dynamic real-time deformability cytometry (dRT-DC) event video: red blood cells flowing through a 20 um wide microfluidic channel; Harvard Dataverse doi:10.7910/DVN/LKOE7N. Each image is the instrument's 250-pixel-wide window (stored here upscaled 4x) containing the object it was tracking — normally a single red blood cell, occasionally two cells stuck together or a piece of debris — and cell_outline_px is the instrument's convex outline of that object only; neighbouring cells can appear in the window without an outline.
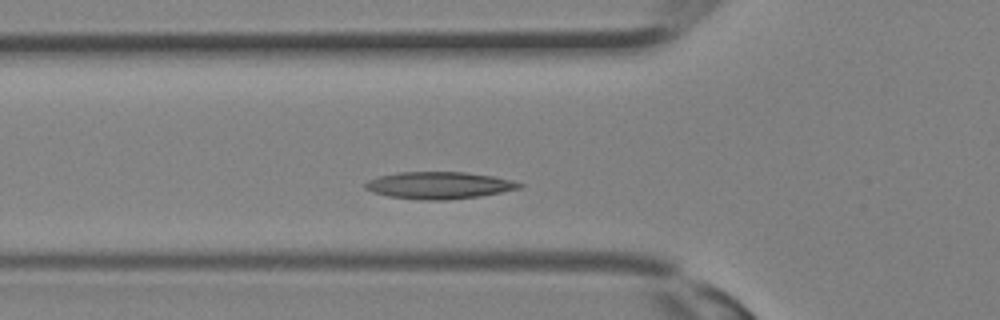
{"species": "Egyptian fruit bat (a non-hibernating species)", "species_latin": "Rousettus aegyptiacus", "temperature_condition": "room temperature", "stored_images_in_passage": 29, "camera_frame_rate_fps": 3000, "um_per_image_px": 0.085, "animal": {"sex": "female"}, "frame": {"image": 1, "passage_image": 7, "time_ms": 2.0, "image_size_px": [1000, 320], "cell_outline_px": [[524, 184], [520, 188], [480, 196], [448, 200], [420, 200], [388, 196], [372, 192], [364, 188], [364, 184], [368, 180], [380, 176], [396, 172], [464, 172], [492, 176], [512, 180]], "centroid_in_image_um": [37.29, 15.75], "position_along_channel_um": 88.5, "area_um2": 24.28}}
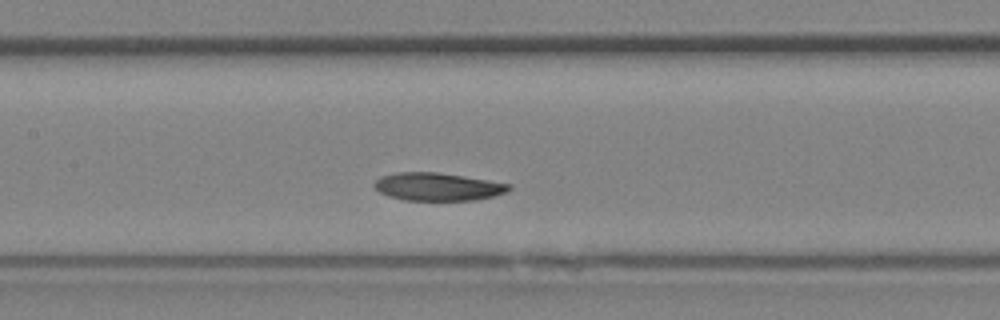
{"frame": {"image": 2, "passage_image": 11, "time_ms": 3.333, "image_size_px": [1000, 320], "cell_outline_px": [[512, 188], [504, 192], [492, 196], [476, 200], [404, 200], [388, 196], [380, 192], [372, 184], [380, 176], [396, 172], [436, 172], [464, 176], [512, 184]], "centroid_in_image_um": [37.18, 15.86], "position_along_channel_um": 170.2, "area_um2": 21.85}}
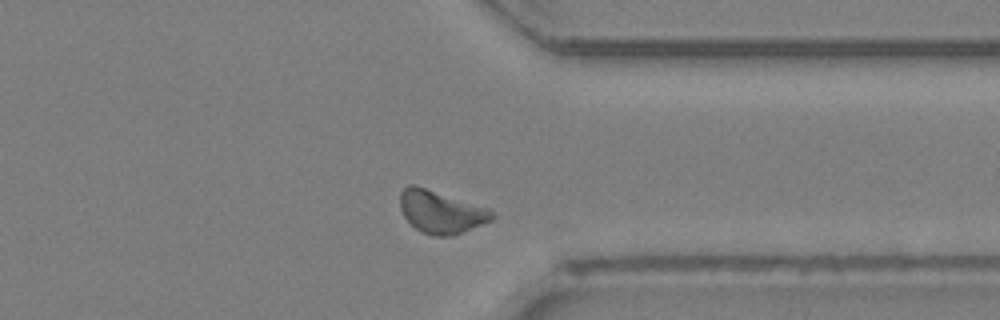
{"frame": {"image": 3, "passage_image": 21, "time_ms": 6.667, "image_size_px": [1000, 320], "cell_outline_px": [[496, 216], [492, 220], [452, 236], [432, 236], [420, 232], [404, 216], [400, 208], [400, 192], [408, 184], [416, 184], [488, 208]], "centroid_in_image_um": [37.46, 18.0], "position_along_channel_um": 373.9, "area_um2": 22.89}}